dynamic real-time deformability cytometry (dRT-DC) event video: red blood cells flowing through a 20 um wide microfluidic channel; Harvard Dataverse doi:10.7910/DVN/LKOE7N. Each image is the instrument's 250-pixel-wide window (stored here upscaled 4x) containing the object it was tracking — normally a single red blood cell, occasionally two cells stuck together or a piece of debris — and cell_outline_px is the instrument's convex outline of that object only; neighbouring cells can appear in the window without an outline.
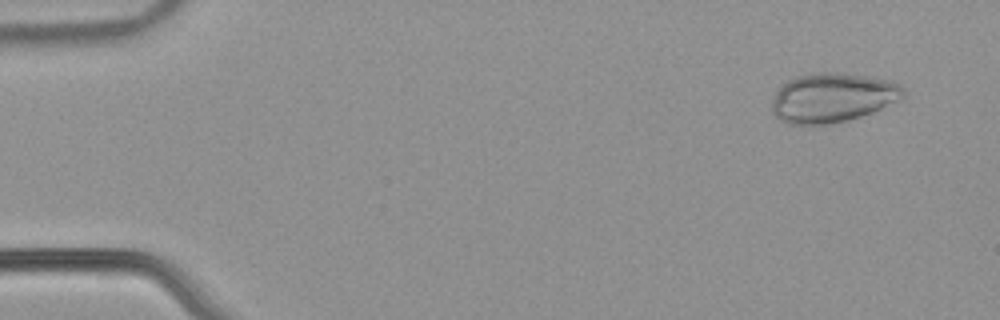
{"species": "common noctule bat (a hibernating species)", "species_latin": "Nyctalus noctula", "temperature_condition": "warm", "stored_images_in_passage": 53, "camera_frame_rate_fps": 3000, "um_per_image_px": 0.085, "animal": {"sex": "male", "body_mass_g": 21.5, "forearm_length_mm": 52.0}, "frame": {"image": 1, "passage_image": 4, "time_ms": 1.0, "image_size_px": [1000, 320], "cell_outline_px": [[908, 92], [904, 100], [872, 112], [848, 120], [832, 124], [788, 124], [780, 120], [772, 112], [772, 100], [776, 92], [788, 80], [796, 76], [812, 72], [840, 72], [892, 80], [900, 84]], "centroid_in_image_um": [70.83, 8.29], "position_along_channel_um": 14.2, "area_um2": 38.44}}
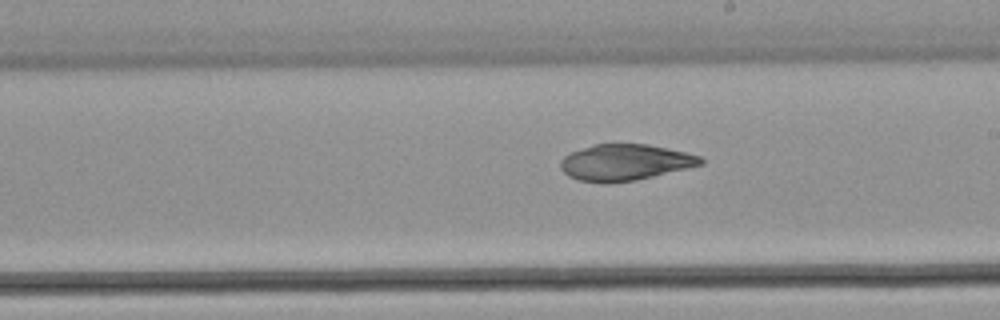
{"frame": {"image": 2, "passage_image": 31, "time_ms": 10.0, "image_size_px": [1000, 320], "cell_outline_px": [[704, 164], [636, 180], [608, 184], [604, 184], [580, 180], [568, 176], [560, 168], [560, 160], [564, 156], [572, 152], [592, 144], [648, 144], [668, 148], [700, 156], [704, 160]], "centroid_in_image_um": [53.1, 13.81], "position_along_channel_um": 235.9, "area_um2": 29.65}}
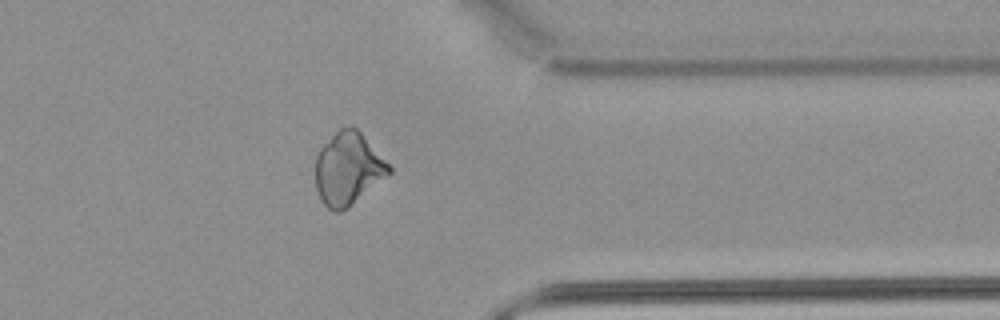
{"frame": {"image": 3, "passage_image": 43, "time_ms": 14.0, "image_size_px": [1000, 320], "cell_outline_px": [[392, 172], [388, 176], [348, 208], [340, 212], [332, 212], [320, 200], [316, 188], [316, 152], [340, 128], [348, 124], [356, 128], [360, 132], [392, 168]], "centroid_in_image_um": [29.57, 14.37], "position_along_channel_um": 381.8, "area_um2": 31.1}}